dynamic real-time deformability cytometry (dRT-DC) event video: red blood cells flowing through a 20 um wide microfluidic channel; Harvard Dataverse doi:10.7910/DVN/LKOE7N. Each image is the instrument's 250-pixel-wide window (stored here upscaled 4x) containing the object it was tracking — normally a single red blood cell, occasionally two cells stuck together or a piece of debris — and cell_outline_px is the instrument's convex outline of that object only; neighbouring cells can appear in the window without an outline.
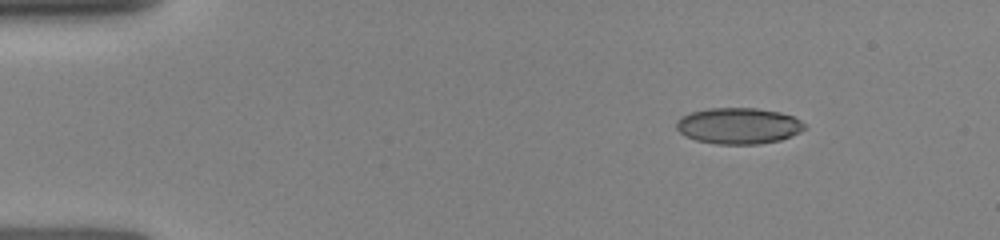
{"species": "human", "species_latin": "Homo sapiens", "temperature_condition": "room temperature", "stored_images_in_passage": 38, "camera_frame_rate_fps": 3000, "um_per_image_px": 0.085, "donor": {"sex": "female"}, "frame": {"image": 1, "passage_image": 3, "time_ms": 1.333, "image_size_px": [1000, 240], "cell_outline_px": [[808, 128], [792, 136], [780, 140], [760, 144], [716, 144], [696, 140], [680, 132], [676, 128], [676, 120], [680, 116], [692, 112], [708, 108], [756, 108], [780, 112], [792, 116], [800, 120]], "centroid_in_image_um": [62.79, 10.69], "position_along_channel_um": 22.2, "area_um2": 27.11}}
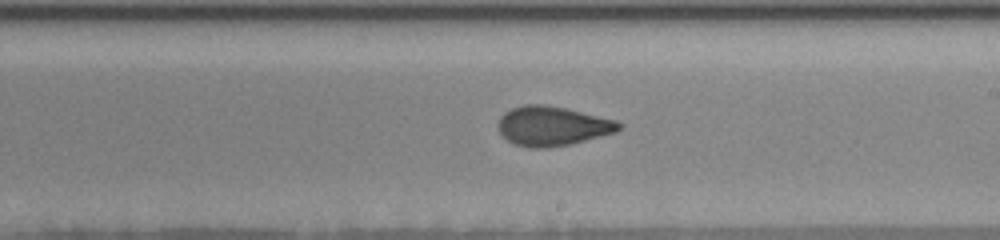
{"frame": {"image": 2, "passage_image": 15, "time_ms": 8.667, "image_size_px": [1000, 240], "cell_outline_px": [[624, 124], [616, 132], [572, 144], [548, 148], [528, 148], [512, 144], [500, 132], [496, 124], [500, 116], [504, 112], [512, 108], [524, 104], [544, 104], [564, 108], [616, 120]], "centroid_in_image_um": [46.92, 10.72], "position_along_channel_um": 242.1, "area_um2": 27.98}}
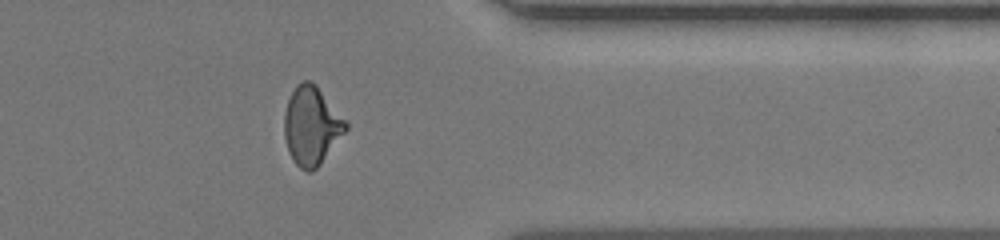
{"frame": {"image": 3, "passage_image": 27, "time_ms": 12.333, "image_size_px": [1000, 240], "cell_outline_px": [[348, 128], [320, 164], [312, 172], [308, 172], [300, 168], [296, 164], [288, 148], [284, 136], [284, 112], [288, 100], [296, 84], [304, 80], [312, 80], [316, 84], [348, 124]], "centroid_in_image_um": [26.46, 10.67], "position_along_channel_um": 384.9, "area_um2": 27.8}}